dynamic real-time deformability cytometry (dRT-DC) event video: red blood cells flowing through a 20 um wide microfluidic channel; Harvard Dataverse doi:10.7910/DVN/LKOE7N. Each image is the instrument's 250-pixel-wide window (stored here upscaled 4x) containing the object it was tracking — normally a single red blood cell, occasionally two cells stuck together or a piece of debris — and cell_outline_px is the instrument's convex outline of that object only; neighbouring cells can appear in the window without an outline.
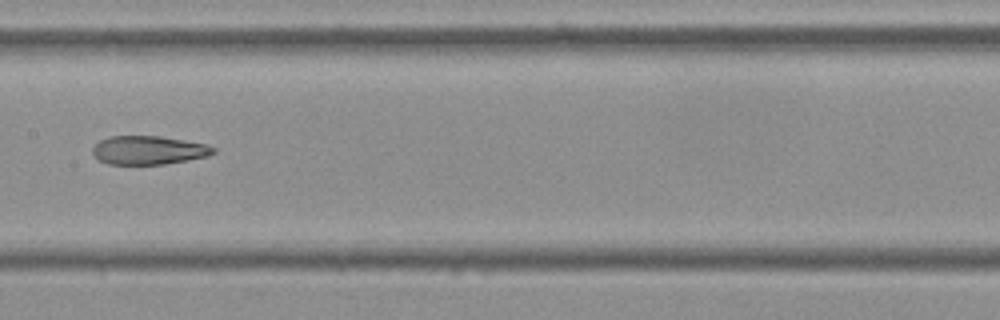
{"species": "Egyptian fruit bat (a non-hibernating species)", "species_latin": "Rousettus aegyptiacus", "temperature_condition": "cold", "stored_images_in_passage": 14, "camera_frame_rate_fps": 3000, "um_per_image_px": 0.085, "frame": {"image": 1, "passage_image": 7, "time_ms": 2.0, "image_size_px": [1000, 320], "cell_outline_px": [[216, 152], [208, 156], [188, 160], [164, 164], [108, 164], [100, 160], [92, 152], [92, 148], [100, 140], [108, 136], [160, 136], [208, 144], [216, 148]], "centroid_in_image_um": [12.66, 12.76], "position_along_channel_um": 194.7, "area_um2": 20.17}}
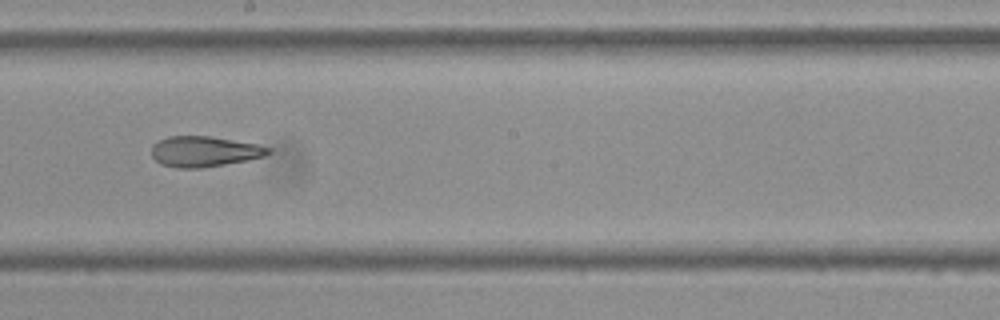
{"frame": {"image": 2, "passage_image": 8, "time_ms": 2.333, "image_size_px": [1000, 320], "cell_outline_px": [[272, 152], [264, 156], [248, 160], [200, 168], [176, 168], [160, 164], [152, 156], [152, 144], [168, 136], [208, 136], [256, 144], [272, 148]], "centroid_in_image_um": [17.35, 12.88], "position_along_channel_um": 230.8, "area_um2": 20.69}}
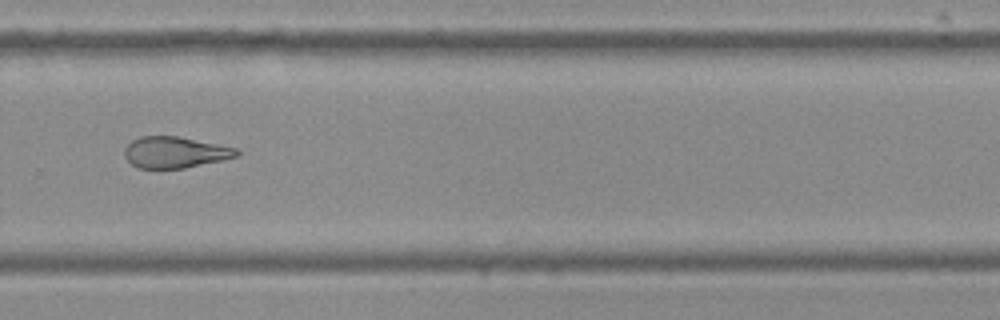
{"frame": {"image": 3, "passage_image": 10, "time_ms": 3.0, "image_size_px": [1000, 320], "cell_outline_px": [[240, 156], [184, 168], [140, 168], [132, 164], [124, 156], [124, 148], [132, 140], [140, 136], [176, 136], [236, 148], [240, 152]], "centroid_in_image_um": [14.86, 12.94], "position_along_channel_um": 314.9, "area_um2": 20.23}}